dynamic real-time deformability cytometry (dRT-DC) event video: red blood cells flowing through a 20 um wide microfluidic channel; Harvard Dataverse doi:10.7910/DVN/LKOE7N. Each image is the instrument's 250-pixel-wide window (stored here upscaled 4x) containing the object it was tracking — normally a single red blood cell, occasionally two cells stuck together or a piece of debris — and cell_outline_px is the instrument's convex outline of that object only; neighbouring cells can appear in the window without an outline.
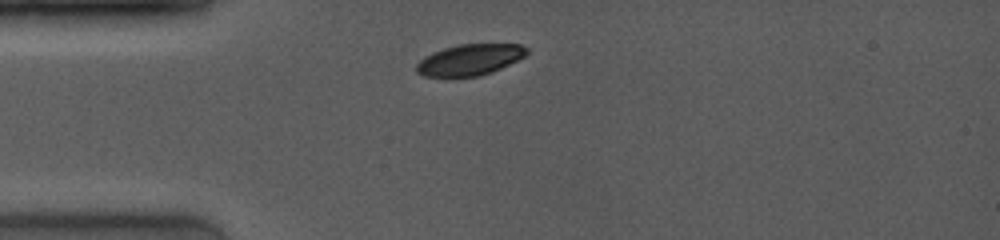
{"species": "common noctule bat (a hibernating species)", "species_latin": "Nyctalus noctula", "temperature_condition": "room temperature", "stored_images_in_passage": 6, "camera_frame_rate_fps": 4000, "um_per_image_px": 0.085, "animal": {"sex": "female", "body_mass_g": 19.0, "forearm_length_mm": 53.3}, "frame": {"image": 1, "passage_image": 1, "time_ms": 0.0, "image_size_px": [1000, 240], "cell_outline_px": [[528, 52], [524, 56], [492, 72], [480, 76], [424, 76], [416, 72], [416, 64], [424, 56], [432, 52], [444, 48], [460, 44], [520, 44], [528, 48]], "centroid_in_image_um": [39.91, 5.07], "position_along_channel_um": 45.1, "area_um2": 19.83}}